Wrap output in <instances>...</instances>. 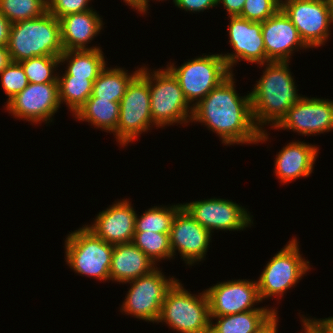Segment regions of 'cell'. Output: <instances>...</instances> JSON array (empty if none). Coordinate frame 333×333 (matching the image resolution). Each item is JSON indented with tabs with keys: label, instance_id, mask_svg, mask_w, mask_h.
Here are the masks:
<instances>
[{
	"label": "cell",
	"instance_id": "1",
	"mask_svg": "<svg viewBox=\"0 0 333 333\" xmlns=\"http://www.w3.org/2000/svg\"><path fill=\"white\" fill-rule=\"evenodd\" d=\"M233 76L232 72L193 107L191 122L204 123L226 145L267 141V132L255 125L250 93L239 96Z\"/></svg>",
	"mask_w": 333,
	"mask_h": 333
},
{
	"label": "cell",
	"instance_id": "2",
	"mask_svg": "<svg viewBox=\"0 0 333 333\" xmlns=\"http://www.w3.org/2000/svg\"><path fill=\"white\" fill-rule=\"evenodd\" d=\"M289 62L270 61L253 91L250 92L252 115L256 127L262 132L263 125L274 128L288 109L303 97L297 94Z\"/></svg>",
	"mask_w": 333,
	"mask_h": 333
},
{
	"label": "cell",
	"instance_id": "3",
	"mask_svg": "<svg viewBox=\"0 0 333 333\" xmlns=\"http://www.w3.org/2000/svg\"><path fill=\"white\" fill-rule=\"evenodd\" d=\"M7 49L12 62L36 56H60L64 49L59 19L47 11L38 18L12 23Z\"/></svg>",
	"mask_w": 333,
	"mask_h": 333
},
{
	"label": "cell",
	"instance_id": "4",
	"mask_svg": "<svg viewBox=\"0 0 333 333\" xmlns=\"http://www.w3.org/2000/svg\"><path fill=\"white\" fill-rule=\"evenodd\" d=\"M178 281L168 290L157 323L165 322L180 333H209L211 320L206 292L194 296Z\"/></svg>",
	"mask_w": 333,
	"mask_h": 333
},
{
	"label": "cell",
	"instance_id": "5",
	"mask_svg": "<svg viewBox=\"0 0 333 333\" xmlns=\"http://www.w3.org/2000/svg\"><path fill=\"white\" fill-rule=\"evenodd\" d=\"M149 72L148 85L153 124L156 127H165L173 123H184L186 125L190 122L193 106L186 100L183 90L173 73L168 68Z\"/></svg>",
	"mask_w": 333,
	"mask_h": 333
},
{
	"label": "cell",
	"instance_id": "6",
	"mask_svg": "<svg viewBox=\"0 0 333 333\" xmlns=\"http://www.w3.org/2000/svg\"><path fill=\"white\" fill-rule=\"evenodd\" d=\"M65 249L66 262L76 273L98 280H110L114 245L82 226L67 236Z\"/></svg>",
	"mask_w": 333,
	"mask_h": 333
},
{
	"label": "cell",
	"instance_id": "7",
	"mask_svg": "<svg viewBox=\"0 0 333 333\" xmlns=\"http://www.w3.org/2000/svg\"><path fill=\"white\" fill-rule=\"evenodd\" d=\"M120 103L119 120L115 133L116 141L122 146L133 142L142 132L153 125L150 110L148 68L130 82ZM151 125V126H150Z\"/></svg>",
	"mask_w": 333,
	"mask_h": 333
},
{
	"label": "cell",
	"instance_id": "8",
	"mask_svg": "<svg viewBox=\"0 0 333 333\" xmlns=\"http://www.w3.org/2000/svg\"><path fill=\"white\" fill-rule=\"evenodd\" d=\"M203 56L188 60L177 68L173 63L167 65L177 78L188 103L191 104L196 100L192 104L193 107L231 74L222 54Z\"/></svg>",
	"mask_w": 333,
	"mask_h": 333
},
{
	"label": "cell",
	"instance_id": "9",
	"mask_svg": "<svg viewBox=\"0 0 333 333\" xmlns=\"http://www.w3.org/2000/svg\"><path fill=\"white\" fill-rule=\"evenodd\" d=\"M299 249L297 239L293 238L268 261L257 281L261 301L273 296L281 298L310 269Z\"/></svg>",
	"mask_w": 333,
	"mask_h": 333
},
{
	"label": "cell",
	"instance_id": "10",
	"mask_svg": "<svg viewBox=\"0 0 333 333\" xmlns=\"http://www.w3.org/2000/svg\"><path fill=\"white\" fill-rule=\"evenodd\" d=\"M176 281L174 277L167 279L156 267L149 274L126 282L131 284V288L126 294L121 312L140 320L157 322L166 294Z\"/></svg>",
	"mask_w": 333,
	"mask_h": 333
},
{
	"label": "cell",
	"instance_id": "11",
	"mask_svg": "<svg viewBox=\"0 0 333 333\" xmlns=\"http://www.w3.org/2000/svg\"><path fill=\"white\" fill-rule=\"evenodd\" d=\"M281 10L294 24L309 48L322 46L331 35L332 0H289L283 4Z\"/></svg>",
	"mask_w": 333,
	"mask_h": 333
},
{
	"label": "cell",
	"instance_id": "12",
	"mask_svg": "<svg viewBox=\"0 0 333 333\" xmlns=\"http://www.w3.org/2000/svg\"><path fill=\"white\" fill-rule=\"evenodd\" d=\"M58 82L29 83L6 105L15 118L42 123L52 122V116L60 107Z\"/></svg>",
	"mask_w": 333,
	"mask_h": 333
},
{
	"label": "cell",
	"instance_id": "13",
	"mask_svg": "<svg viewBox=\"0 0 333 333\" xmlns=\"http://www.w3.org/2000/svg\"><path fill=\"white\" fill-rule=\"evenodd\" d=\"M209 301L210 317L233 315L250 310H274L253 308L255 303L261 302L257 281L232 280L217 283L205 290Z\"/></svg>",
	"mask_w": 333,
	"mask_h": 333
},
{
	"label": "cell",
	"instance_id": "14",
	"mask_svg": "<svg viewBox=\"0 0 333 333\" xmlns=\"http://www.w3.org/2000/svg\"><path fill=\"white\" fill-rule=\"evenodd\" d=\"M182 205L199 224L210 232L214 229L243 230L253 223L247 209L226 199L211 198Z\"/></svg>",
	"mask_w": 333,
	"mask_h": 333
},
{
	"label": "cell",
	"instance_id": "15",
	"mask_svg": "<svg viewBox=\"0 0 333 333\" xmlns=\"http://www.w3.org/2000/svg\"><path fill=\"white\" fill-rule=\"evenodd\" d=\"M289 129L302 135L333 130V101L303 97L291 106L274 129Z\"/></svg>",
	"mask_w": 333,
	"mask_h": 333
},
{
	"label": "cell",
	"instance_id": "16",
	"mask_svg": "<svg viewBox=\"0 0 333 333\" xmlns=\"http://www.w3.org/2000/svg\"><path fill=\"white\" fill-rule=\"evenodd\" d=\"M229 42L234 53L222 54V57L232 73L236 62L245 60L249 63L264 64L270 62L265 53L262 35V22L249 21L240 16H230L228 25Z\"/></svg>",
	"mask_w": 333,
	"mask_h": 333
},
{
	"label": "cell",
	"instance_id": "17",
	"mask_svg": "<svg viewBox=\"0 0 333 333\" xmlns=\"http://www.w3.org/2000/svg\"><path fill=\"white\" fill-rule=\"evenodd\" d=\"M211 232L199 224L182 207L174 217L169 238L173 256L180 252L186 264L192 265L206 256L210 244Z\"/></svg>",
	"mask_w": 333,
	"mask_h": 333
},
{
	"label": "cell",
	"instance_id": "18",
	"mask_svg": "<svg viewBox=\"0 0 333 333\" xmlns=\"http://www.w3.org/2000/svg\"><path fill=\"white\" fill-rule=\"evenodd\" d=\"M136 216L129 200L122 199L99 212L94 224L86 225V227L109 244L132 243Z\"/></svg>",
	"mask_w": 333,
	"mask_h": 333
},
{
	"label": "cell",
	"instance_id": "19",
	"mask_svg": "<svg viewBox=\"0 0 333 333\" xmlns=\"http://www.w3.org/2000/svg\"><path fill=\"white\" fill-rule=\"evenodd\" d=\"M262 35L266 57L269 61L289 62L292 52L297 47L309 48L301 39L294 24L281 9L262 22Z\"/></svg>",
	"mask_w": 333,
	"mask_h": 333
},
{
	"label": "cell",
	"instance_id": "20",
	"mask_svg": "<svg viewBox=\"0 0 333 333\" xmlns=\"http://www.w3.org/2000/svg\"><path fill=\"white\" fill-rule=\"evenodd\" d=\"M92 9L89 11L68 14L59 19L61 43L64 51L95 50L100 47H86L99 34L103 27L102 18ZM91 40V41H90Z\"/></svg>",
	"mask_w": 333,
	"mask_h": 333
},
{
	"label": "cell",
	"instance_id": "21",
	"mask_svg": "<svg viewBox=\"0 0 333 333\" xmlns=\"http://www.w3.org/2000/svg\"><path fill=\"white\" fill-rule=\"evenodd\" d=\"M318 150L315 145L299 142V140L283 147L276 155L274 162L275 174L281 183L308 177L312 173Z\"/></svg>",
	"mask_w": 333,
	"mask_h": 333
},
{
	"label": "cell",
	"instance_id": "22",
	"mask_svg": "<svg viewBox=\"0 0 333 333\" xmlns=\"http://www.w3.org/2000/svg\"><path fill=\"white\" fill-rule=\"evenodd\" d=\"M155 267L156 264L133 243L117 244L112 253L110 280L126 283L149 274Z\"/></svg>",
	"mask_w": 333,
	"mask_h": 333
},
{
	"label": "cell",
	"instance_id": "23",
	"mask_svg": "<svg viewBox=\"0 0 333 333\" xmlns=\"http://www.w3.org/2000/svg\"><path fill=\"white\" fill-rule=\"evenodd\" d=\"M277 313L274 310H250L233 315H223L213 324L210 321L209 333H257Z\"/></svg>",
	"mask_w": 333,
	"mask_h": 333
},
{
	"label": "cell",
	"instance_id": "24",
	"mask_svg": "<svg viewBox=\"0 0 333 333\" xmlns=\"http://www.w3.org/2000/svg\"><path fill=\"white\" fill-rule=\"evenodd\" d=\"M119 112V102H112L100 97H89L77 110L74 117L89 122L96 128L114 133L119 120Z\"/></svg>",
	"mask_w": 333,
	"mask_h": 333
},
{
	"label": "cell",
	"instance_id": "25",
	"mask_svg": "<svg viewBox=\"0 0 333 333\" xmlns=\"http://www.w3.org/2000/svg\"><path fill=\"white\" fill-rule=\"evenodd\" d=\"M66 61L69 63L63 75H72L80 78L96 79L106 67L101 49L63 51L59 56V62L62 64Z\"/></svg>",
	"mask_w": 333,
	"mask_h": 333
},
{
	"label": "cell",
	"instance_id": "26",
	"mask_svg": "<svg viewBox=\"0 0 333 333\" xmlns=\"http://www.w3.org/2000/svg\"><path fill=\"white\" fill-rule=\"evenodd\" d=\"M107 68L105 67L95 79L90 97H100L112 102H120L128 85L140 73L141 68H138L132 74H128L120 67Z\"/></svg>",
	"mask_w": 333,
	"mask_h": 333
},
{
	"label": "cell",
	"instance_id": "27",
	"mask_svg": "<svg viewBox=\"0 0 333 333\" xmlns=\"http://www.w3.org/2000/svg\"><path fill=\"white\" fill-rule=\"evenodd\" d=\"M58 76L59 100L65 102L72 114L92 95L95 79L75 77L72 75Z\"/></svg>",
	"mask_w": 333,
	"mask_h": 333
},
{
	"label": "cell",
	"instance_id": "28",
	"mask_svg": "<svg viewBox=\"0 0 333 333\" xmlns=\"http://www.w3.org/2000/svg\"><path fill=\"white\" fill-rule=\"evenodd\" d=\"M182 207V204H177L170 207L154 206L145 210L140 218L136 216L135 231L170 233L174 217Z\"/></svg>",
	"mask_w": 333,
	"mask_h": 333
},
{
	"label": "cell",
	"instance_id": "29",
	"mask_svg": "<svg viewBox=\"0 0 333 333\" xmlns=\"http://www.w3.org/2000/svg\"><path fill=\"white\" fill-rule=\"evenodd\" d=\"M132 243L137 246L154 263L160 259H170L173 253L169 233L135 231Z\"/></svg>",
	"mask_w": 333,
	"mask_h": 333
},
{
	"label": "cell",
	"instance_id": "30",
	"mask_svg": "<svg viewBox=\"0 0 333 333\" xmlns=\"http://www.w3.org/2000/svg\"><path fill=\"white\" fill-rule=\"evenodd\" d=\"M0 12L11 23L38 18L47 12V0H0Z\"/></svg>",
	"mask_w": 333,
	"mask_h": 333
},
{
	"label": "cell",
	"instance_id": "31",
	"mask_svg": "<svg viewBox=\"0 0 333 333\" xmlns=\"http://www.w3.org/2000/svg\"><path fill=\"white\" fill-rule=\"evenodd\" d=\"M28 78L29 83L58 82V74L54 70L59 62V56H36L19 62ZM55 74V76H54Z\"/></svg>",
	"mask_w": 333,
	"mask_h": 333
},
{
	"label": "cell",
	"instance_id": "32",
	"mask_svg": "<svg viewBox=\"0 0 333 333\" xmlns=\"http://www.w3.org/2000/svg\"><path fill=\"white\" fill-rule=\"evenodd\" d=\"M0 76L1 85L8 96L7 102L29 84L24 69L19 62L11 61L0 73Z\"/></svg>",
	"mask_w": 333,
	"mask_h": 333
},
{
	"label": "cell",
	"instance_id": "33",
	"mask_svg": "<svg viewBox=\"0 0 333 333\" xmlns=\"http://www.w3.org/2000/svg\"><path fill=\"white\" fill-rule=\"evenodd\" d=\"M280 9L273 0H245L240 17L253 22H264Z\"/></svg>",
	"mask_w": 333,
	"mask_h": 333
},
{
	"label": "cell",
	"instance_id": "34",
	"mask_svg": "<svg viewBox=\"0 0 333 333\" xmlns=\"http://www.w3.org/2000/svg\"><path fill=\"white\" fill-rule=\"evenodd\" d=\"M91 1V0H90ZM89 0H47V11L57 19L68 14L91 10Z\"/></svg>",
	"mask_w": 333,
	"mask_h": 333
},
{
	"label": "cell",
	"instance_id": "35",
	"mask_svg": "<svg viewBox=\"0 0 333 333\" xmlns=\"http://www.w3.org/2000/svg\"><path fill=\"white\" fill-rule=\"evenodd\" d=\"M174 4L178 8L190 12H203L218 5L217 0H176Z\"/></svg>",
	"mask_w": 333,
	"mask_h": 333
},
{
	"label": "cell",
	"instance_id": "36",
	"mask_svg": "<svg viewBox=\"0 0 333 333\" xmlns=\"http://www.w3.org/2000/svg\"><path fill=\"white\" fill-rule=\"evenodd\" d=\"M218 4H223L230 16H240L245 0H217Z\"/></svg>",
	"mask_w": 333,
	"mask_h": 333
},
{
	"label": "cell",
	"instance_id": "37",
	"mask_svg": "<svg viewBox=\"0 0 333 333\" xmlns=\"http://www.w3.org/2000/svg\"><path fill=\"white\" fill-rule=\"evenodd\" d=\"M11 22L0 12V46L7 47Z\"/></svg>",
	"mask_w": 333,
	"mask_h": 333
},
{
	"label": "cell",
	"instance_id": "38",
	"mask_svg": "<svg viewBox=\"0 0 333 333\" xmlns=\"http://www.w3.org/2000/svg\"><path fill=\"white\" fill-rule=\"evenodd\" d=\"M301 319L305 333H327L314 321V319H309L306 317Z\"/></svg>",
	"mask_w": 333,
	"mask_h": 333
},
{
	"label": "cell",
	"instance_id": "39",
	"mask_svg": "<svg viewBox=\"0 0 333 333\" xmlns=\"http://www.w3.org/2000/svg\"><path fill=\"white\" fill-rule=\"evenodd\" d=\"M10 62L11 58L7 47L0 46V73L7 67Z\"/></svg>",
	"mask_w": 333,
	"mask_h": 333
},
{
	"label": "cell",
	"instance_id": "40",
	"mask_svg": "<svg viewBox=\"0 0 333 333\" xmlns=\"http://www.w3.org/2000/svg\"><path fill=\"white\" fill-rule=\"evenodd\" d=\"M278 315L276 314L263 328L257 333H277Z\"/></svg>",
	"mask_w": 333,
	"mask_h": 333
},
{
	"label": "cell",
	"instance_id": "41",
	"mask_svg": "<svg viewBox=\"0 0 333 333\" xmlns=\"http://www.w3.org/2000/svg\"><path fill=\"white\" fill-rule=\"evenodd\" d=\"M314 321L327 333H333V317L314 319Z\"/></svg>",
	"mask_w": 333,
	"mask_h": 333
},
{
	"label": "cell",
	"instance_id": "42",
	"mask_svg": "<svg viewBox=\"0 0 333 333\" xmlns=\"http://www.w3.org/2000/svg\"><path fill=\"white\" fill-rule=\"evenodd\" d=\"M124 2L139 11L140 13H146L147 0H124Z\"/></svg>",
	"mask_w": 333,
	"mask_h": 333
},
{
	"label": "cell",
	"instance_id": "43",
	"mask_svg": "<svg viewBox=\"0 0 333 333\" xmlns=\"http://www.w3.org/2000/svg\"><path fill=\"white\" fill-rule=\"evenodd\" d=\"M274 2H276L280 7L283 6V4L287 3L289 0H273Z\"/></svg>",
	"mask_w": 333,
	"mask_h": 333
},
{
	"label": "cell",
	"instance_id": "44",
	"mask_svg": "<svg viewBox=\"0 0 333 333\" xmlns=\"http://www.w3.org/2000/svg\"><path fill=\"white\" fill-rule=\"evenodd\" d=\"M176 0H173V2H175ZM148 2H149V0H147V2H146V12H147V10H148Z\"/></svg>",
	"mask_w": 333,
	"mask_h": 333
}]
</instances>
